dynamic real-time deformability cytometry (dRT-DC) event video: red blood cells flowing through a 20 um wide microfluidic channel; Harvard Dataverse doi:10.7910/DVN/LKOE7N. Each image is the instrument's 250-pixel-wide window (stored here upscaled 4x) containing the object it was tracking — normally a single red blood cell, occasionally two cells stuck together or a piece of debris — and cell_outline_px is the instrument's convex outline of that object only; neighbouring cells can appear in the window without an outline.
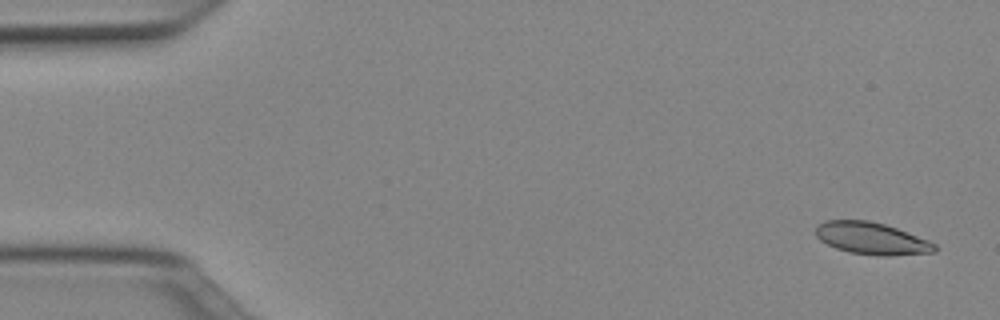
{"species": "Egyptian fruit bat (a non-hibernating species)", "species_latin": "Rousettus aegyptiacus", "temperature_condition": "cold", "stored_images_in_passage": 50, "camera_frame_rate_fps": 3000, "um_per_image_px": 0.085, "animal": {"sex": "female"}, "frame": {"image": 1, "passage_image": 2, "time_ms": 0.333, "image_size_px": [1000, 320], "cell_outline_px": [[936, 252], [888, 256], [880, 256], [848, 252], [836, 248], [820, 240], [816, 236], [816, 224], [824, 220], [868, 220], [884, 224], [896, 228], [928, 240], [936, 244]], "centroid_in_image_um": [74.07, 20.26], "position_along_channel_um": 10.9, "area_um2": 22.25}}
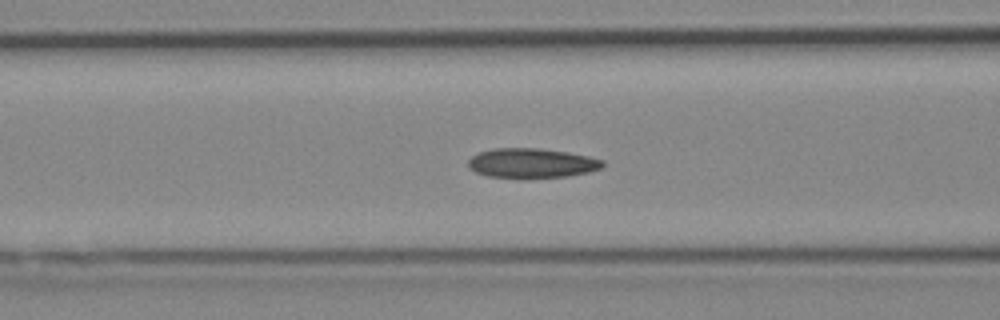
{"frame": {"image": 2, "passage_image": 20, "time_ms": 6.333, "image_size_px": [1000, 320], "cell_outline_px": [[604, 164], [600, 168], [588, 172], [568, 176], [520, 180], [488, 176], [476, 172], [468, 168], [468, 160], [472, 156], [480, 152], [492, 148], [540, 148], [568, 152], [588, 156], [604, 160]], "centroid_in_image_um": [45.17, 13.89], "position_along_channel_um": 121.4, "area_um2": 23.81}}
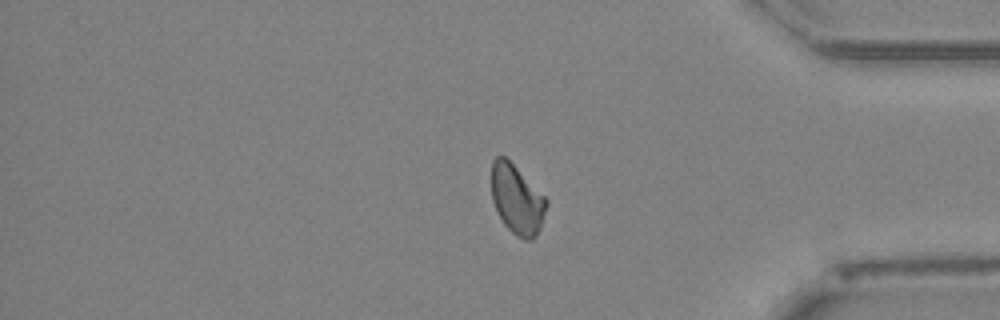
{"frame": {"image": 3, "passage_image": 42, "time_ms": 13.667, "image_size_px": [1000, 320], "cell_outline_px": [[548, 204], [540, 228], [536, 236], [532, 240], [524, 240], [516, 236], [504, 224], [492, 200], [492, 160], [496, 156], [504, 156], [548, 200]], "centroid_in_image_um": [43.94, 16.99], "position_along_channel_um": 391.3, "area_um2": 21.85}, "authors_computed_cell_mechanics": {"area_um2": 22.6576, "velocity_mm_per_s": 3.9781, "shape_relaxation_time_tau1_ms": null, "shape_relaxation_time_tau2_ms": 4.0405, "deformation_change_tau1": null, "deformation_change_tau2": 0.0801}}